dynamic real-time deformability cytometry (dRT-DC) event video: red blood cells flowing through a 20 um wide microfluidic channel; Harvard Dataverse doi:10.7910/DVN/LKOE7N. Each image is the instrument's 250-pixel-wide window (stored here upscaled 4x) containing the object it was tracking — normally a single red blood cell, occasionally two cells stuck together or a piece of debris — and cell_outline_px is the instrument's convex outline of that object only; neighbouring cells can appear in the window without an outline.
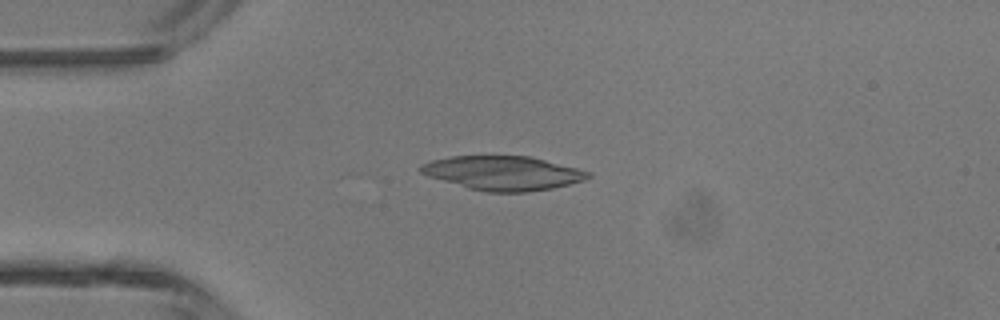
{"species": "common noctule bat (a hibernating species)", "species_latin": "Nyctalus noctula", "temperature_condition": "room temperature", "stored_images_in_passage": 4, "camera_frame_rate_fps": 3000, "um_per_image_px": 0.085, "animal": {"sex": "male", "body_mass_g": 13.3}, "frame": {"image": 1, "passage_image": 4, "time_ms": 1.0, "image_size_px": [1000, 320], "cell_outline_px": [[592, 176], [584, 180], [552, 188], [528, 192], [488, 192], [468, 188], [428, 176], [420, 172], [420, 164], [432, 160], [452, 156], [532, 156], [592, 172]], "centroid_in_image_um": [42.77, 14.7], "position_along_channel_um": 42.2, "area_um2": 33.23}}